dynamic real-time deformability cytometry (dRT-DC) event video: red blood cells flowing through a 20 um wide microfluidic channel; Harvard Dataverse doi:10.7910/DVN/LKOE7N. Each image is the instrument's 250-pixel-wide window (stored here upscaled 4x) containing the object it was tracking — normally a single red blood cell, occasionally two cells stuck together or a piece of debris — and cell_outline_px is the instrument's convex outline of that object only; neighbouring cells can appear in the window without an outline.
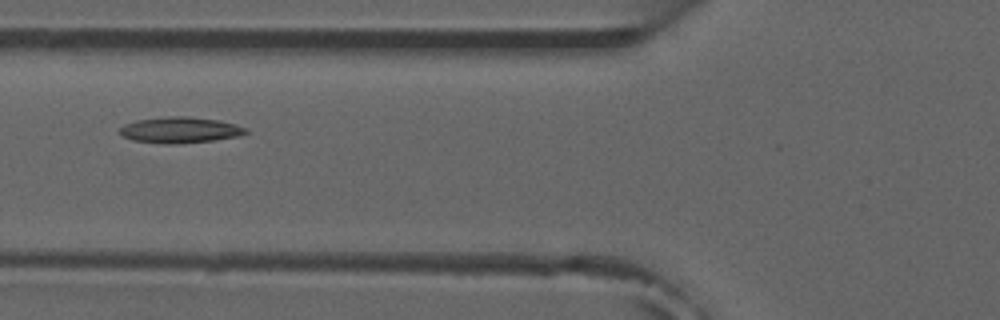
{"species": "common noctule bat (a hibernating species)", "species_latin": "Nyctalus noctula", "temperature_condition": "room temperature", "stored_images_in_passage": 8, "camera_frame_rate_fps": 3000, "um_per_image_px": 0.085, "animal": {"sex": "male", "forearm_length_mm": 52.5}, "frame": {"image": 1, "passage_image": 5, "time_ms": 5.667, "image_size_px": [1000, 320], "cell_outline_px": [[248, 132], [236, 136], [212, 140], [176, 144], [164, 144], [132, 140], [120, 136], [120, 128], [124, 124], [136, 120], [164, 116], [188, 116], [220, 120], [236, 124], [248, 128]], "centroid_in_image_um": [15.27, 11.04], "position_along_channel_um": 110.5, "area_um2": 19.25}}
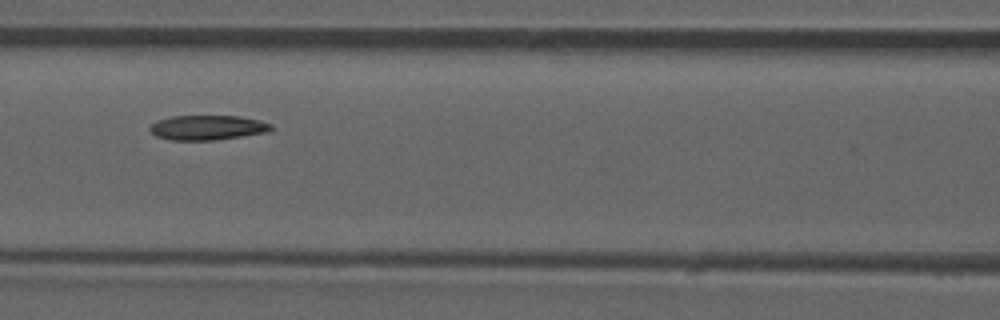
{"frame": {"image": 2, "passage_image": 6, "time_ms": 6.667, "image_size_px": [1000, 320], "cell_outline_px": [[272, 132], [216, 140], [172, 140], [156, 136], [148, 128], [156, 120], [172, 116], [240, 116], [260, 120], [272, 124]], "centroid_in_image_um": [17.68, 10.84], "position_along_channel_um": 148.9, "area_um2": 17.69}}